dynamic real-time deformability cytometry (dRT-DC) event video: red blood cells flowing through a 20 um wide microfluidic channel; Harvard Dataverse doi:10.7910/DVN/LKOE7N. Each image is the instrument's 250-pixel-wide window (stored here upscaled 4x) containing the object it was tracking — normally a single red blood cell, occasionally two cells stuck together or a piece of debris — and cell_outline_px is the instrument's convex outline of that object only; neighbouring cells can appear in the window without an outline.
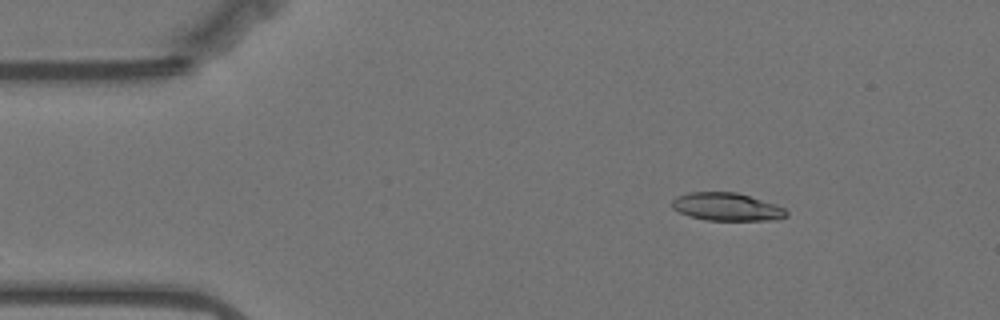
{"species": "Egyptian fruit bat (a non-hibernating species)", "species_latin": "Rousettus aegyptiacus", "temperature_condition": "warm", "stored_images_in_passage": 33, "camera_frame_rate_fps": 3000, "um_per_image_px": 0.085, "animal": {"sex": "female"}, "frame": {"image": 1, "passage_image": 1, "time_ms": 0.0, "image_size_px": [1000, 320], "cell_outline_px": [[788, 216], [776, 220], [708, 220], [688, 216], [672, 208], [672, 200], [676, 196], [688, 192], [736, 192], [776, 204], [784, 208], [788, 212]], "centroid_in_image_um": [61.78, 17.58], "position_along_channel_um": 23.2, "area_um2": 18.67}}
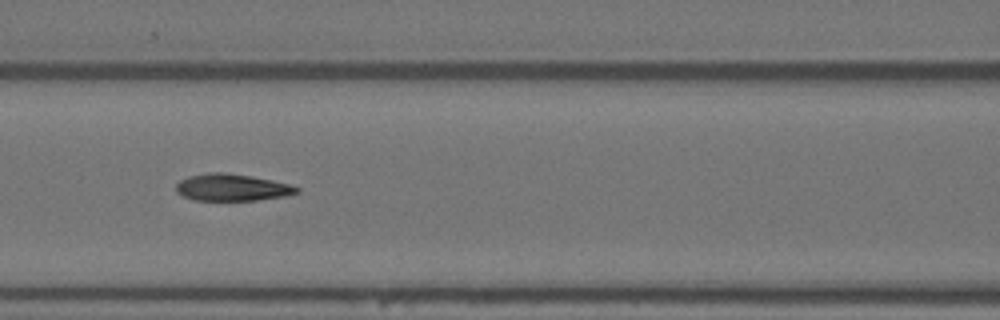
{"frame": {"image": 2, "passage_image": 17, "time_ms": 5.333, "image_size_px": [1000, 320], "cell_outline_px": [[300, 192], [284, 196], [256, 200], [192, 200], [176, 192], [176, 184], [180, 180], [188, 176], [208, 172], [224, 172], [252, 176], [272, 180], [288, 184], [300, 188]], "centroid_in_image_um": [19.7, 15.92], "position_along_channel_um": 146.9, "area_um2": 18.96}}
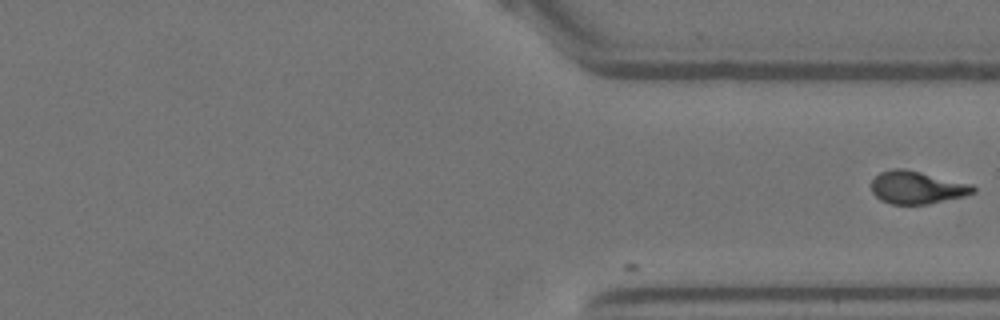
{"frame": {"image": 3, "passage_image": 33, "time_ms": 10.667, "image_size_px": [1000, 320], "cell_outline_px": [[976, 192], [964, 196], [928, 204], [892, 204], [880, 200], [872, 192], [872, 180], [880, 172], [896, 168], [904, 168], [972, 184], [976, 188]], "centroid_in_image_um": [77.95, 15.93], "position_along_channel_um": 333.4, "area_um2": 19.36}}